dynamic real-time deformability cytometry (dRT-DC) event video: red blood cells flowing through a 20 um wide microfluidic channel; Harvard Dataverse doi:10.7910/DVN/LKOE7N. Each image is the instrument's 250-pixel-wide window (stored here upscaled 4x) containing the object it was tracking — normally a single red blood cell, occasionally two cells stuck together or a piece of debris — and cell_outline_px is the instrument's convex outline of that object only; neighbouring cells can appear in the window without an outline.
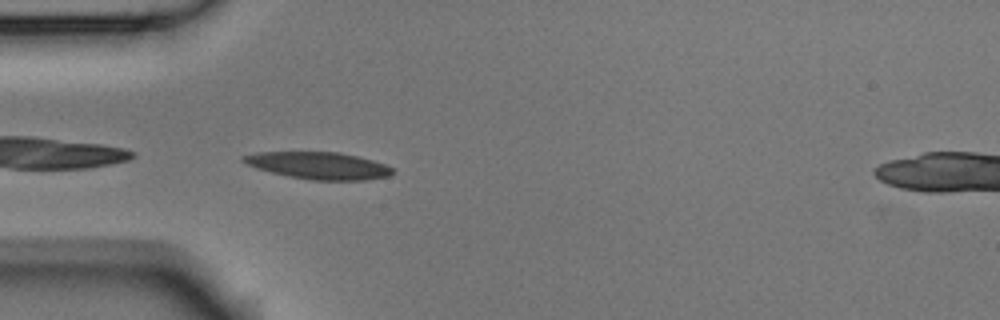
{"species": "Egyptian fruit bat (a non-hibernating species)", "species_latin": "Rousettus aegyptiacus", "temperature_condition": "room temperature", "stored_images_in_passage": 2, "camera_frame_rate_fps": 3000, "um_per_image_px": 0.085, "animal": {"sex": "male"}, "frame": {"image": 1, "passage_image": 2, "time_ms": 0.333, "image_size_px": [1000, 320], "cell_outline_px": [[392, 172], [388, 176], [368, 180], [312, 180], [288, 176], [256, 168], [240, 160], [240, 156], [256, 152], [336, 152], [356, 156], [372, 160], [384, 164], [392, 168]], "centroid_in_image_um": [27.04, 14.07], "position_along_channel_um": 58.0, "area_um2": 23.35}}